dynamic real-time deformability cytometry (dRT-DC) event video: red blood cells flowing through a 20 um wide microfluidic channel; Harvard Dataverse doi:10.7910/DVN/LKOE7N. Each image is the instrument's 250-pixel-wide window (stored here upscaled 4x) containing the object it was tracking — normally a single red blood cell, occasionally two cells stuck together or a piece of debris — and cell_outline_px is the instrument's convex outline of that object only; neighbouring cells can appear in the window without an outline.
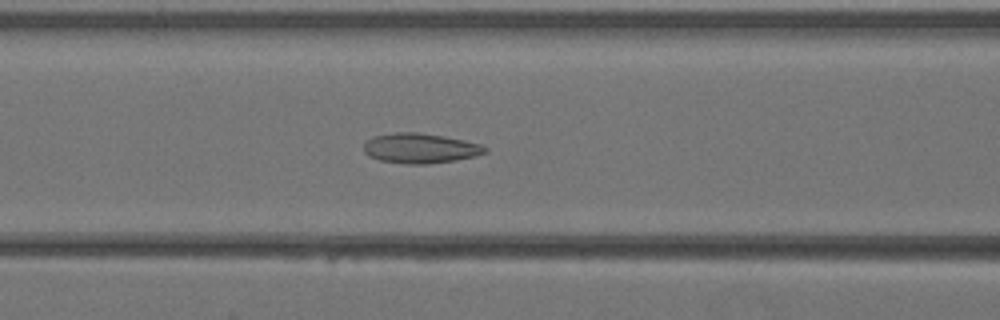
{"species": "Egyptian fruit bat (a non-hibernating species)", "species_latin": "Rousettus aegyptiacus", "temperature_condition": "warm", "stored_images_in_passage": 32, "camera_frame_rate_fps": 3000, "um_per_image_px": 0.085, "animal": {"sex": "female"}, "frame": {"image": 1, "passage_image": 8, "time_ms": 2.333, "image_size_px": [1000, 320], "cell_outline_px": [[488, 152], [476, 156], [456, 160], [428, 164], [408, 164], [380, 160], [368, 156], [364, 152], [364, 144], [372, 136], [396, 132], [416, 132], [444, 136], [464, 140], [480, 144], [488, 148]], "centroid_in_image_um": [35.73, 12.6], "position_along_channel_um": 130.9, "area_um2": 21.27}}
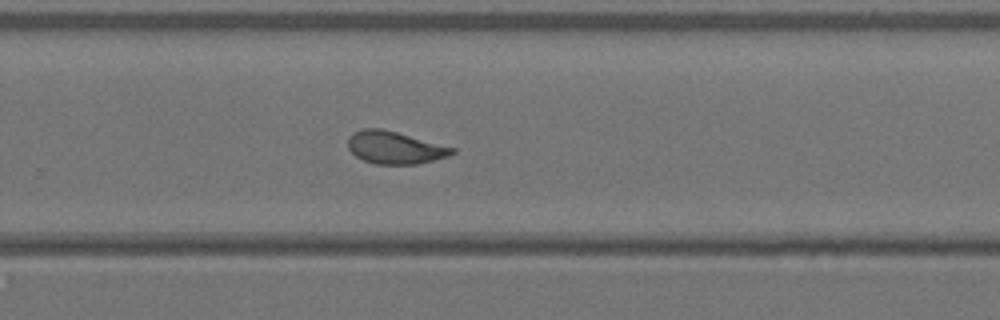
{"frame": {"image": 2, "passage_image": 18, "time_ms": 5.667, "image_size_px": [1000, 320], "cell_outline_px": [[456, 152], [448, 156], [416, 164], [376, 164], [364, 160], [356, 156], [348, 148], [348, 136], [352, 132], [364, 128], [380, 128], [396, 132], [456, 148]], "centroid_in_image_um": [33.54, 12.54], "position_along_channel_um": 296.3, "area_um2": 19.59}}
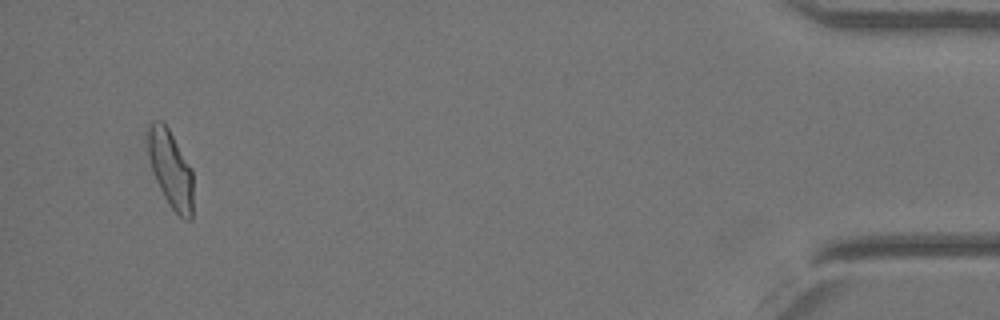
{"frame": {"image": 3, "passage_image": 30, "time_ms": 9.667, "image_size_px": [1000, 320], "cell_outline_px": [[192, 220], [184, 220], [172, 208], [164, 196], [156, 180], [152, 168], [148, 152], [148, 124], [152, 120], [164, 120], [192, 168]], "centroid_in_image_um": [14.51, 14.32], "position_along_channel_um": 420.7, "area_um2": 20.4}}